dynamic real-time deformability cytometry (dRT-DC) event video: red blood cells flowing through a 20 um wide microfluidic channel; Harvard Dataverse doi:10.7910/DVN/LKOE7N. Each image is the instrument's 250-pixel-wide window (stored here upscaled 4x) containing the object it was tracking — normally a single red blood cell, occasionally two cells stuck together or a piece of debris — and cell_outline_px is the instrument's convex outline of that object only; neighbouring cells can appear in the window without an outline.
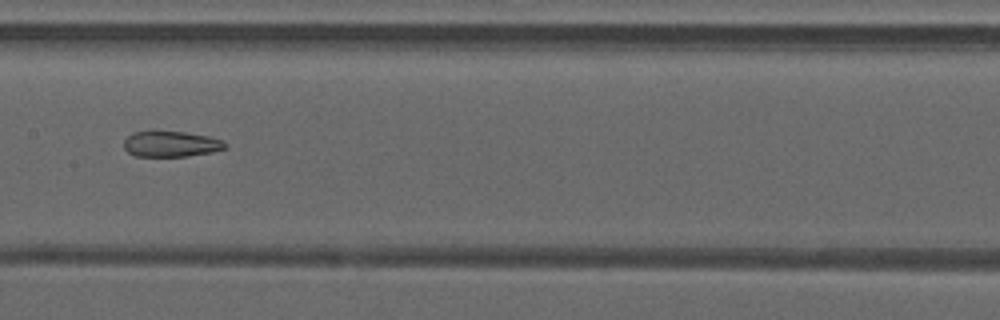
{"species": "common noctule bat (a hibernating species)", "species_latin": "Nyctalus noctula", "temperature_condition": "warm", "stored_images_in_passage": 39, "camera_frame_rate_fps": 3000, "um_per_image_px": 0.085, "animal": {"sex": "male", "forearm_length_mm": 52.5}, "frame": {"image": 1, "passage_image": 15, "time_ms": 4.667, "image_size_px": [1000, 320], "cell_outline_px": [[228, 148], [212, 152], [188, 156], [136, 156], [128, 152], [124, 148], [124, 140], [132, 132], [184, 132], [208, 136], [224, 140], [228, 144]], "centroid_in_image_um": [14.59, 12.25], "position_along_channel_um": 192.8, "area_um2": 15.14}}
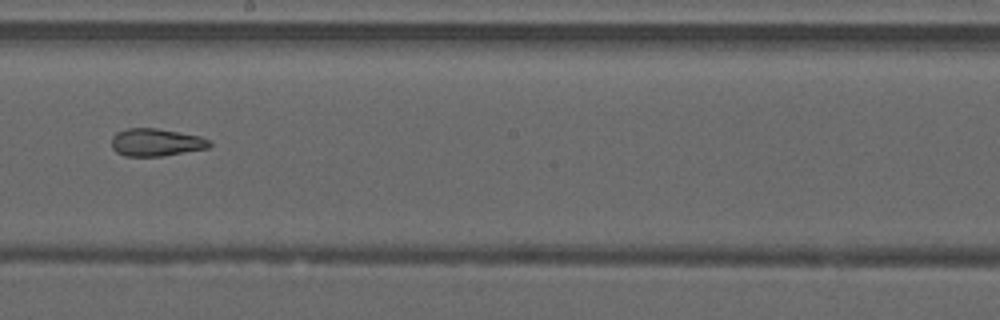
{"frame": {"image": 2, "passage_image": 18, "time_ms": 5.667, "image_size_px": [1000, 320], "cell_outline_px": [[212, 144], [208, 148], [164, 156], [124, 156], [116, 152], [112, 148], [112, 136], [116, 132], [128, 128], [156, 128], [200, 136], [208, 140]], "centroid_in_image_um": [13.24, 12.1], "position_along_channel_um": 235.0, "area_um2": 15.78}}
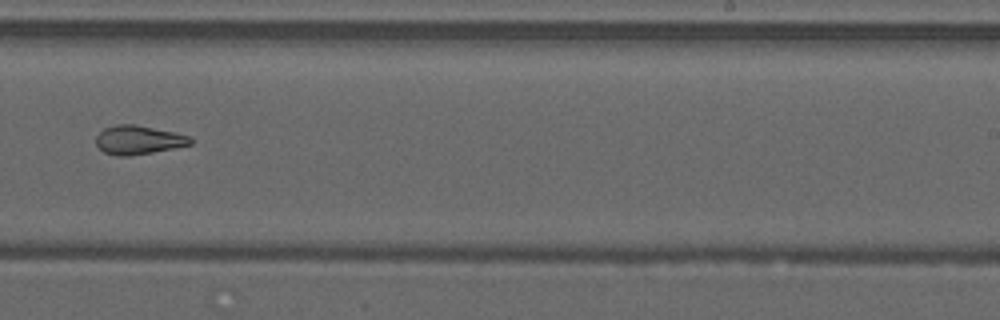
{"frame": {"image": 3, "passage_image": 21, "time_ms": 6.667, "image_size_px": [1000, 320], "cell_outline_px": [[192, 144], [152, 152], [128, 156], [116, 156], [104, 152], [96, 144], [96, 136], [104, 128], [116, 124], [136, 124], [176, 132], [188, 136], [192, 140]], "centroid_in_image_um": [11.75, 11.88], "position_along_channel_um": 277.3, "area_um2": 15.84}, "authors_computed_cell_mechanics": {"area_um2": 16.8198, "velocity_mm_per_s": 4.2438, "shape_relaxation_time_tau1_ms": null, "shape_relaxation_time_tau2_ms": 2.5499, "deformation_change_tau1": null, "deformation_change_tau2": 0.1108}}